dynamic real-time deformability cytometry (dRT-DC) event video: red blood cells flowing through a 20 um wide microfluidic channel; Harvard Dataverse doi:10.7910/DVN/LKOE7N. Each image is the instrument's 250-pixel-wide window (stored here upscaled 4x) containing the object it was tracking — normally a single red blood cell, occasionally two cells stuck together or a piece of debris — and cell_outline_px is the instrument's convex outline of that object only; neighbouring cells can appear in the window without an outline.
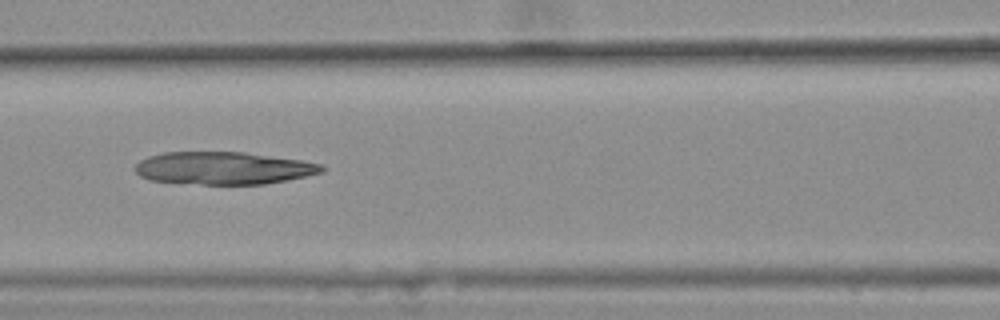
{"species": "common noctule bat (a hibernating species)", "species_latin": "Nyctalus noctula", "temperature_condition": "warm", "stored_images_in_passage": 31, "camera_frame_rate_fps": 3000, "um_per_image_px": 0.085, "animal": {"sex": "female", "body_mass_g": 25.1}, "frame": {"image": 1, "passage_image": 7, "time_ms": 2.0, "image_size_px": [1000, 320], "cell_outline_px": [[324, 172], [288, 180], [264, 184], [200, 184], [152, 180], [140, 176], [132, 168], [140, 160], [148, 156], [164, 152], [244, 152], [300, 160], [320, 164], [324, 168]], "centroid_in_image_um": [18.97, 14.29], "position_along_channel_um": 147.6, "area_um2": 35.32}}
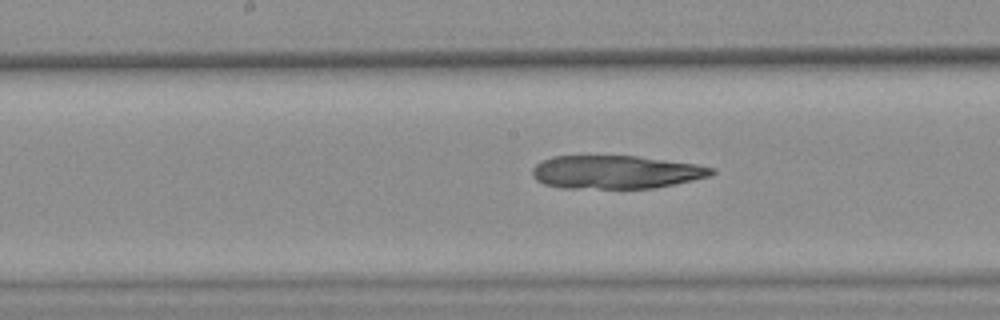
{"frame": {"image": 2, "passage_image": 11, "time_ms": 3.333, "image_size_px": [1000, 320], "cell_outline_px": [[716, 172], [708, 176], [692, 180], [652, 188], [560, 188], [544, 184], [536, 180], [532, 176], [532, 168], [536, 164], [552, 156], [636, 156], [696, 164], [716, 168]], "centroid_in_image_um": [52.31, 14.62], "position_along_channel_um": 195.9, "area_um2": 34.62}}